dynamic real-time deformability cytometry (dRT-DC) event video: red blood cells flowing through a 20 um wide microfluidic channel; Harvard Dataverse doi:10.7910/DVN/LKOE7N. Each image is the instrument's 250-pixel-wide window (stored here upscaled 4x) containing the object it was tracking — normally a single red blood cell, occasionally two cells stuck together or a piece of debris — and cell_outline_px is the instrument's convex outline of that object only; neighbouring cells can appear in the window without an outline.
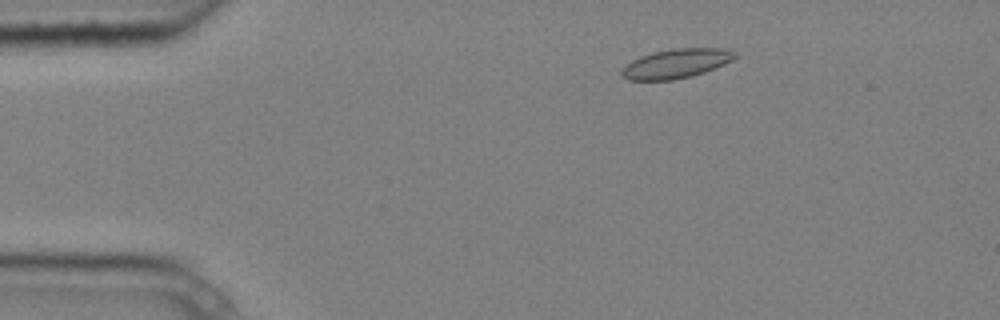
{"species": "common noctule bat (a hibernating species)", "species_latin": "Nyctalus noctula", "temperature_condition": "cold", "stored_images_in_passage": 4, "camera_frame_rate_fps": 3000, "um_per_image_px": 0.085, "animal": {"sex": "male", "body_mass_g": 20.4}, "frame": {"image": 1, "passage_image": 2, "time_ms": 0.333, "image_size_px": [1000, 320], "cell_outline_px": [[736, 56], [732, 60], [716, 68], [692, 76], [672, 80], [628, 80], [620, 72], [632, 60], [640, 56], [652, 52], [672, 48], [724, 48], [736, 52]], "centroid_in_image_um": [57.5, 5.39], "position_along_channel_um": 27.5, "area_um2": 19.31}}
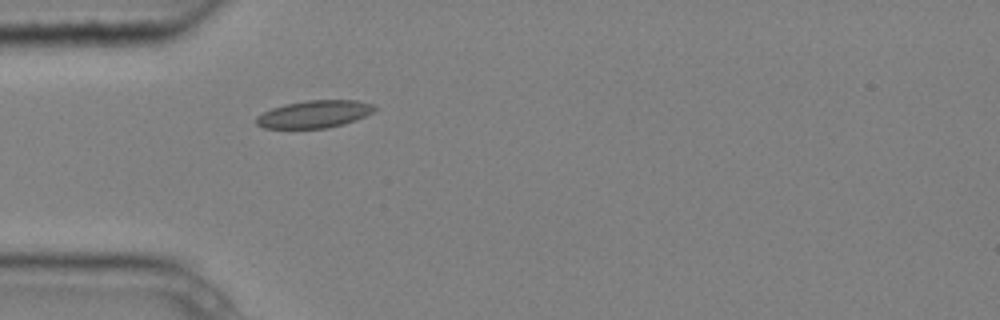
{"frame": {"image": 2, "passage_image": 4, "time_ms": 1.0, "image_size_px": [1000, 320], "cell_outline_px": [[376, 108], [372, 112], [356, 120], [344, 124], [328, 128], [264, 128], [256, 124], [256, 116], [272, 108], [284, 104], [308, 100], [356, 100], [372, 104]], "centroid_in_image_um": [26.7, 9.7], "position_along_channel_um": 58.3, "area_um2": 18.84}}